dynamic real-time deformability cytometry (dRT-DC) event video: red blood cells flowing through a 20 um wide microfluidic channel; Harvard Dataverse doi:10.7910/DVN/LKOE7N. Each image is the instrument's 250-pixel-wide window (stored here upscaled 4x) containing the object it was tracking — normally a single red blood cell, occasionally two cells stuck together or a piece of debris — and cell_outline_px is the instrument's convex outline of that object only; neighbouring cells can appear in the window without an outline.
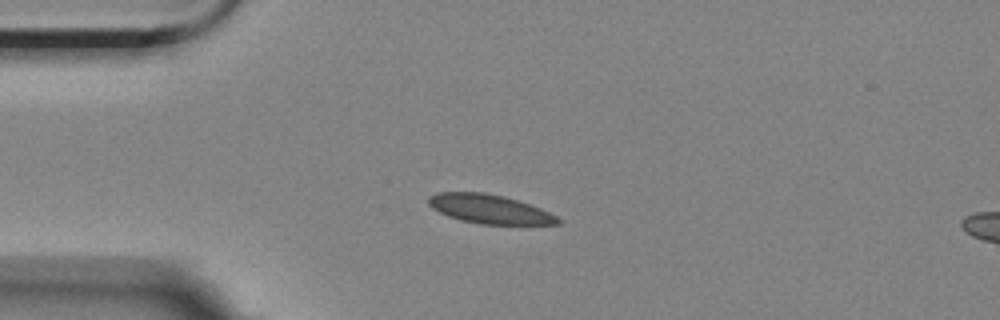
{"species": "Egyptian fruit bat (a non-hibernating species)", "species_latin": "Rousettus aegyptiacus", "temperature_condition": "room temperature", "stored_images_in_passage": 44, "camera_frame_rate_fps": 3000, "um_per_image_px": 0.085, "animal": {"sex": "female"}, "frame": {"image": 1, "passage_image": 1, "time_ms": 0.0, "image_size_px": [1000, 320], "cell_outline_px": [[564, 220], [560, 224], [480, 224], [460, 220], [448, 216], [432, 208], [428, 204], [428, 196], [436, 192], [484, 192], [504, 196], [540, 208]], "centroid_in_image_um": [41.59, 17.77], "position_along_channel_um": 43.4, "area_um2": 21.85}}
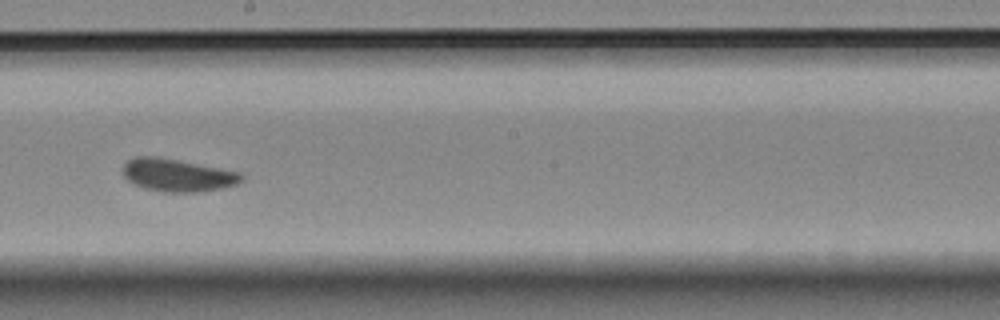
{"frame": {"image": 2, "passage_image": 19, "time_ms": 6.0, "image_size_px": [1000, 320], "cell_outline_px": [[244, 180], [236, 184], [220, 188], [196, 192], [164, 192], [144, 188], [132, 184], [124, 176], [124, 164], [128, 160], [136, 156], [156, 156], [240, 172], [244, 176]], "centroid_in_image_um": [15.07, 14.89], "position_along_channel_um": 233.1, "area_um2": 22.43}}
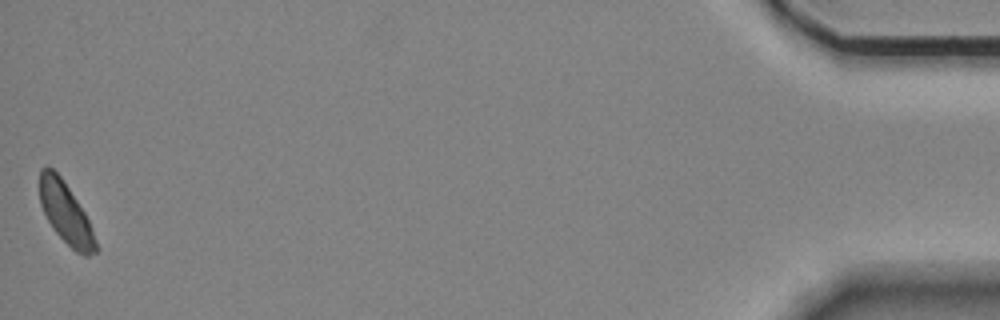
{"frame": {"image": 3, "passage_image": 44, "time_ms": 14.333, "image_size_px": [1000, 320], "cell_outline_px": [[100, 248], [96, 252], [88, 256], [84, 256], [76, 252], [56, 232], [48, 220], [40, 204], [40, 168], [48, 164], [60, 176], [84, 212], [92, 228]], "centroid_in_image_um": [5.6, 18.13], "position_along_channel_um": 429.6, "area_um2": 19.83}, "authors_computed_cell_mechanics": {"area_um2": 21.964, "velocity_mm_per_s": 3.4763, "shape_relaxation_time_tau1_ms": 1.8057, "shape_relaxation_time_tau2_ms": null, "deformation_change_tau1": 0.0546, "deformation_change_tau2": null}}